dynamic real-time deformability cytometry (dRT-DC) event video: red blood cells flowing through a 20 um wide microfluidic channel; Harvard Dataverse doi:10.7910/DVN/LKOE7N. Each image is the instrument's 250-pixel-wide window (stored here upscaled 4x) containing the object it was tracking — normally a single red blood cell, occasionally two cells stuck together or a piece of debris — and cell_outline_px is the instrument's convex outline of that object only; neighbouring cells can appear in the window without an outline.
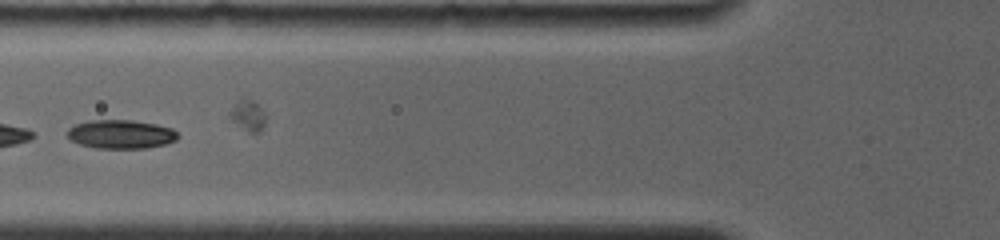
{"species": "common noctule bat (a hibernating species)", "species_latin": "Nyctalus noctula", "temperature_condition": "room temperature", "stored_images_in_passage": 22, "camera_frame_rate_fps": 4000, "um_per_image_px": 0.085, "animal": {"sex": "female", "body_mass_g": 19.0, "forearm_length_mm": 56.7}, "frame": {"image": 1, "passage_image": 4, "time_ms": 1.25, "image_size_px": [1000, 240], "cell_outline_px": [[180, 136], [176, 140], [164, 144], [148, 148], [96, 148], [80, 144], [72, 140], [68, 136], [68, 128], [76, 124], [88, 120], [132, 120], [156, 124], [172, 128]], "centroid_in_image_um": [10.29, 11.4], "position_along_channel_um": 115.5, "area_um2": 18.5}}